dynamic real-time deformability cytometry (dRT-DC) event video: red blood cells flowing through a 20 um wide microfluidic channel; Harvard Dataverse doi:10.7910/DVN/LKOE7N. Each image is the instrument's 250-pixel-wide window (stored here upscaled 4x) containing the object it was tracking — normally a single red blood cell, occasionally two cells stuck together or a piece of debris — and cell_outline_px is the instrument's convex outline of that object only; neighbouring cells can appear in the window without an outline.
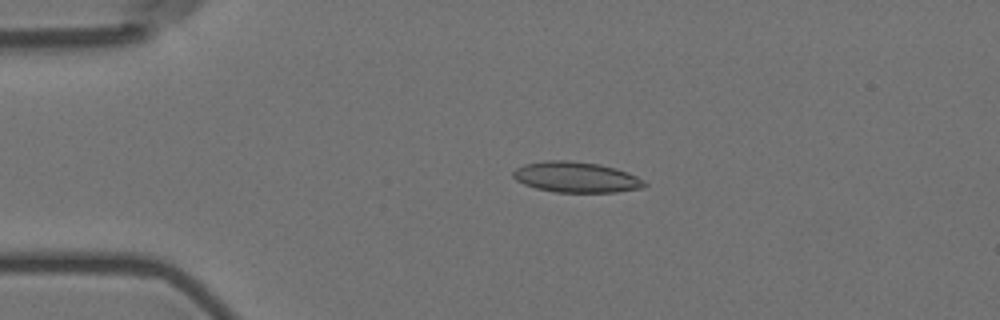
{"species": "Egyptian fruit bat (a non-hibernating species)", "species_latin": "Rousettus aegyptiacus", "temperature_condition": "room temperature", "stored_images_in_passage": 5, "camera_frame_rate_fps": 3000, "um_per_image_px": 0.085, "animal": {"sex": "female"}, "frame": {"image": 1, "passage_image": 4, "time_ms": 1.0, "image_size_px": [1000, 320], "cell_outline_px": [[648, 184], [644, 188], [616, 192], [556, 192], [536, 188], [524, 184], [516, 180], [512, 176], [512, 172], [516, 168], [524, 164], [544, 160], [568, 160], [600, 164], [616, 168], [628, 172], [644, 180]], "centroid_in_image_um": [48.98, 15.05], "position_along_channel_um": 36.0, "area_um2": 23.64}}